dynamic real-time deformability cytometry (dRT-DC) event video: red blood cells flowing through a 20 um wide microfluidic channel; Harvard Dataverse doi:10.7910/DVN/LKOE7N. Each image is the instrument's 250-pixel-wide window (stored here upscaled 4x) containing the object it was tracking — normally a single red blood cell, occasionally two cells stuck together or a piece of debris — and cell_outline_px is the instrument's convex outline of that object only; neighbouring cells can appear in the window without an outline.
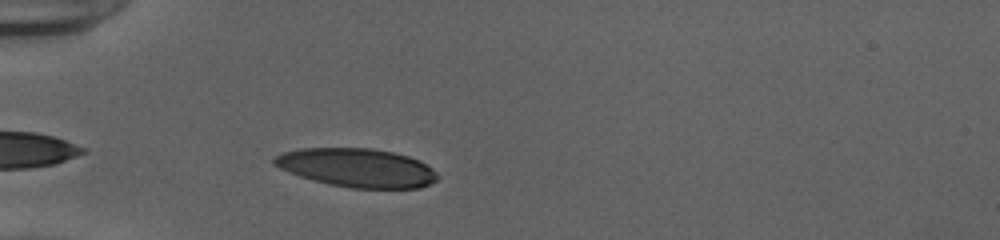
{"species": "human", "species_latin": "Homo sapiens", "temperature_condition": "cold", "stored_images_in_passage": 32, "camera_frame_rate_fps": 3000, "um_per_image_px": 0.085, "donor": {"sex": "female"}, "frame": {"image": 1, "passage_image": 3, "time_ms": 0.667, "image_size_px": [1000, 240], "cell_outline_px": [[440, 176], [436, 180], [420, 188], [352, 188], [328, 184], [300, 176], [288, 172], [272, 164], [272, 156], [280, 152], [300, 148], [372, 148], [392, 152], [408, 156], [420, 160], [432, 168]], "centroid_in_image_um": [30.31, 14.25], "position_along_channel_um": 54.7, "area_um2": 37.05}}
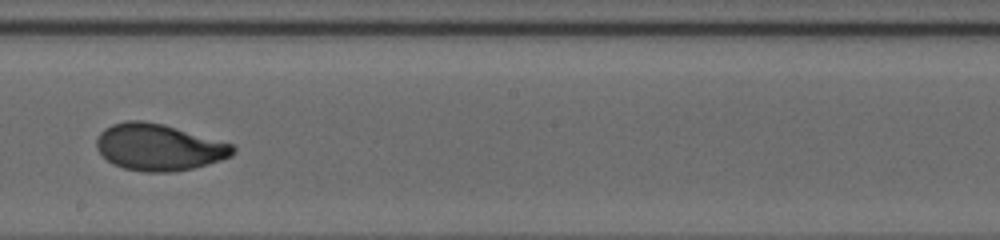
{"frame": {"image": 2, "passage_image": 18, "time_ms": 5.667, "image_size_px": [1000, 240], "cell_outline_px": [[236, 152], [232, 156], [208, 164], [192, 168], [172, 172], [144, 172], [124, 168], [112, 164], [96, 148], [96, 140], [100, 132], [104, 128], [112, 124], [128, 120], [144, 120], [164, 124], [232, 144], [236, 148]], "centroid_in_image_um": [13.49, 12.51], "position_along_channel_um": 234.7, "area_um2": 37.11}}
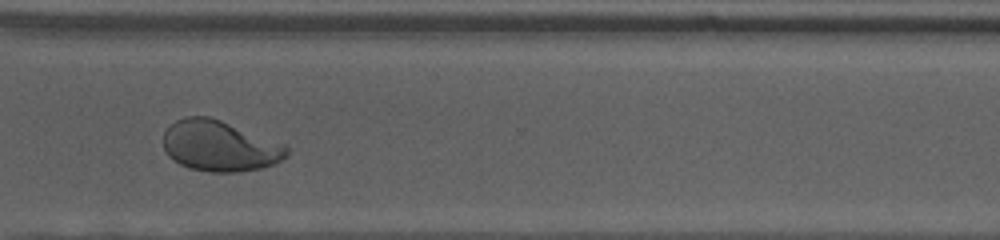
{"frame": {"image": 3, "passage_image": 27, "time_ms": 8.667, "image_size_px": [1000, 240], "cell_outline_px": [[288, 156], [276, 164], [260, 168], [240, 172], [208, 172], [188, 168], [180, 164], [168, 156], [164, 148], [164, 132], [176, 120], [184, 116], [208, 116], [220, 120], [284, 144], [288, 148]], "centroid_in_image_um": [18.67, 12.42], "position_along_channel_um": 351.9, "area_um2": 36.47}, "authors_computed_cell_mechanics": {"area_um2": 36.8764, "velocity_mm_per_s": 3.912, "shape_relaxation_time_tau1_ms": 4.2612, "shape_relaxation_time_tau2_ms": 0.8253, "deformation_change_tau1": 0.1973, "deformation_change_tau2": 0.0549}}